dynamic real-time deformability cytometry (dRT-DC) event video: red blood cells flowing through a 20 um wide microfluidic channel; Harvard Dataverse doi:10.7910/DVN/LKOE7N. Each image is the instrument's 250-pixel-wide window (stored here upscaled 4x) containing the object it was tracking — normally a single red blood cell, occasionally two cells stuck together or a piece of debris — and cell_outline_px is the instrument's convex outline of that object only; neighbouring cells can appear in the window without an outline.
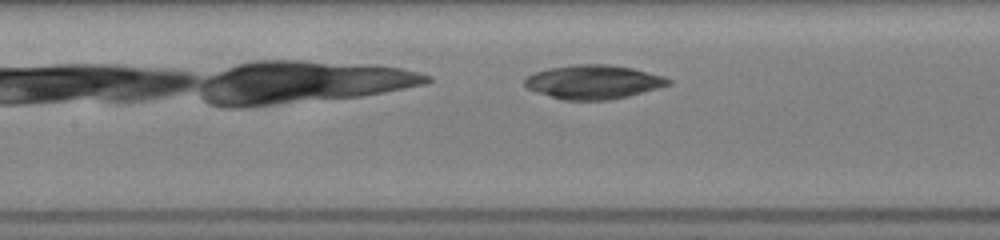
{"species": "common noctule bat (a hibernating species)", "species_latin": "Nyctalus noctula", "temperature_condition": "room temperature", "stored_images_in_passage": 30, "camera_frame_rate_fps": 3000, "um_per_image_px": 0.085, "animal": {"sex": "female", "body_mass_g": 19.5, "forearm_length_mm": 54.1}, "frame": {"image": 1, "passage_image": 8, "time_ms": 2.333, "image_size_px": [1000, 240], "cell_outline_px": [[672, 84], [628, 96], [608, 100], [564, 100], [536, 92], [528, 88], [524, 84], [524, 80], [528, 76], [536, 72], [548, 68], [572, 64], [608, 64], [632, 68], [664, 76], [672, 80]], "centroid_in_image_um": [50.45, 6.96], "position_along_channel_um": 157.0, "area_um2": 28.38}}
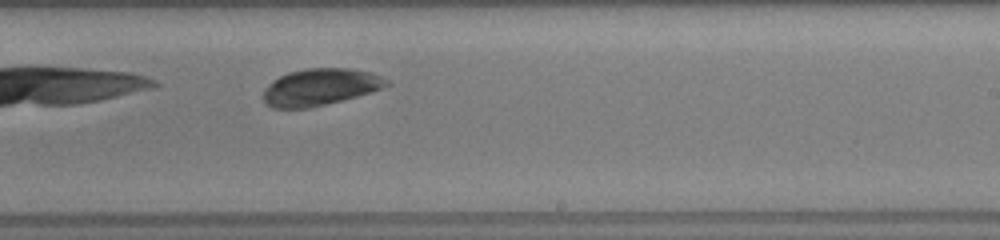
{"frame": {"image": 2, "passage_image": 16, "time_ms": 5.0, "image_size_px": [1000, 240], "cell_outline_px": [[392, 84], [372, 92], [308, 108], [272, 108], [264, 100], [264, 88], [280, 76], [288, 72], [304, 68], [348, 68], [372, 72], [388, 80]], "centroid_in_image_um": [27.24, 7.38], "position_along_channel_um": 261.8, "area_um2": 26.3}}
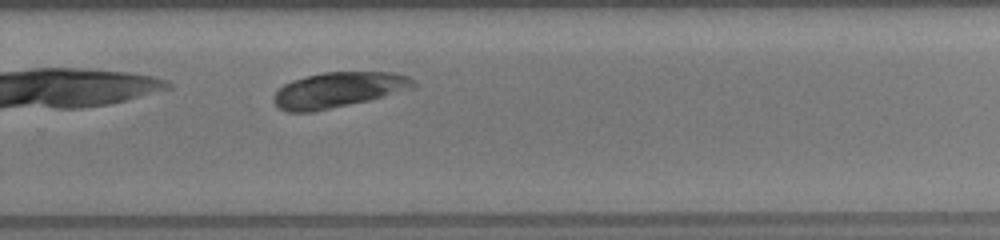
{"frame": {"image": 3, "passage_image": 19, "time_ms": 6.0, "image_size_px": [1000, 240], "cell_outline_px": [[416, 88], [368, 100], [312, 112], [288, 112], [276, 108], [272, 100], [276, 92], [284, 84], [292, 80], [324, 72], [392, 72], [408, 76], [416, 84]], "centroid_in_image_um": [28.74, 7.64], "position_along_channel_um": 301.1, "area_um2": 28.73}}